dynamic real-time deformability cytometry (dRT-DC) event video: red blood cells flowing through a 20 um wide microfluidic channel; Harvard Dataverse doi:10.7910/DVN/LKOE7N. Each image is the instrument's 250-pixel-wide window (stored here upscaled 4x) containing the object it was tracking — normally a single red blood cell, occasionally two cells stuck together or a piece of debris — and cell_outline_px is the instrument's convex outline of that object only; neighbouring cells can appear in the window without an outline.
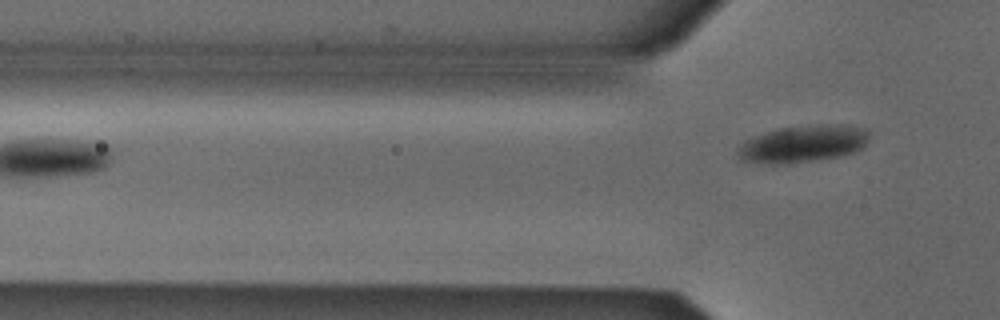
{"species": "Egyptian fruit bat (a non-hibernating species)", "species_latin": "Rousettus aegyptiacus", "temperature_condition": "cold", "stored_images_in_passage": 4, "camera_frame_rate_fps": 3000, "um_per_image_px": 0.085, "animal": {"sex": "male"}, "frame": {"image": 1, "passage_image": 4, "time_ms": 1.0, "image_size_px": [1000, 320], "cell_outline_px": [[868, 140], [856, 152], [840, 156], [816, 160], [788, 164], [768, 164], [740, 160], [736, 152], [736, 148], [744, 140], [752, 136], [780, 128], [816, 124], [844, 124], [868, 128]], "centroid_in_image_um": [68.23, 12.22], "position_along_channel_um": 57.6, "area_um2": 28.9}}